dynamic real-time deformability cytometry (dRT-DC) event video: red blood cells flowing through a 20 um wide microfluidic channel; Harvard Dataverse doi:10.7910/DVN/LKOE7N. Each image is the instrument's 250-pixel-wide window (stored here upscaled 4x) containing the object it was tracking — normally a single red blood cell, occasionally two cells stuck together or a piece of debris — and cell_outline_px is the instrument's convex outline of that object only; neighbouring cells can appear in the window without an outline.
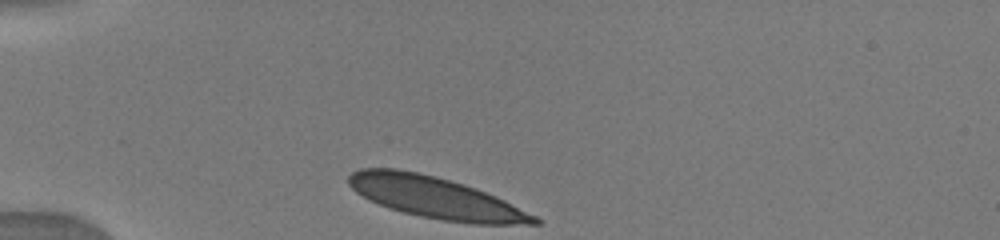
{"species": "human", "species_latin": "Homo sapiens", "temperature_condition": "warm", "stored_images_in_passage": 9, "camera_frame_rate_fps": 3000, "um_per_image_px": 0.085, "donor": {"sex": "male"}, "frame": {"image": 1, "passage_image": 1, "time_ms": 0.0, "image_size_px": [1000, 240], "cell_outline_px": [[540, 224], [472, 224], [444, 220], [420, 216], [388, 208], [356, 192], [348, 184], [348, 176], [352, 172], [360, 168], [396, 168], [436, 176], [464, 184], [476, 188], [504, 200], [536, 216], [540, 220]], "centroid_in_image_um": [37.02, 16.79], "position_along_channel_um": 48.0, "area_um2": 44.45}}
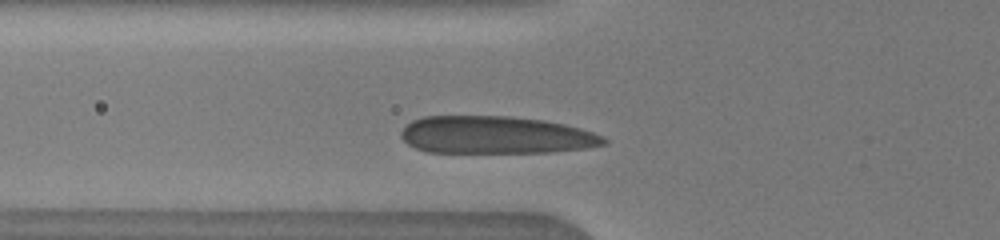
{"frame": {"image": 2, "passage_image": 8, "time_ms": 1.667, "image_size_px": [1000, 240], "cell_outline_px": [[608, 140], [604, 144], [584, 148], [548, 152], [428, 152], [416, 148], [408, 144], [400, 136], [400, 132], [412, 120], [424, 116], [512, 116], [544, 120], [564, 124], [580, 128], [604, 136]], "centroid_in_image_um": [42.12, 11.47], "position_along_channel_um": 83.7, "area_um2": 44.27}}